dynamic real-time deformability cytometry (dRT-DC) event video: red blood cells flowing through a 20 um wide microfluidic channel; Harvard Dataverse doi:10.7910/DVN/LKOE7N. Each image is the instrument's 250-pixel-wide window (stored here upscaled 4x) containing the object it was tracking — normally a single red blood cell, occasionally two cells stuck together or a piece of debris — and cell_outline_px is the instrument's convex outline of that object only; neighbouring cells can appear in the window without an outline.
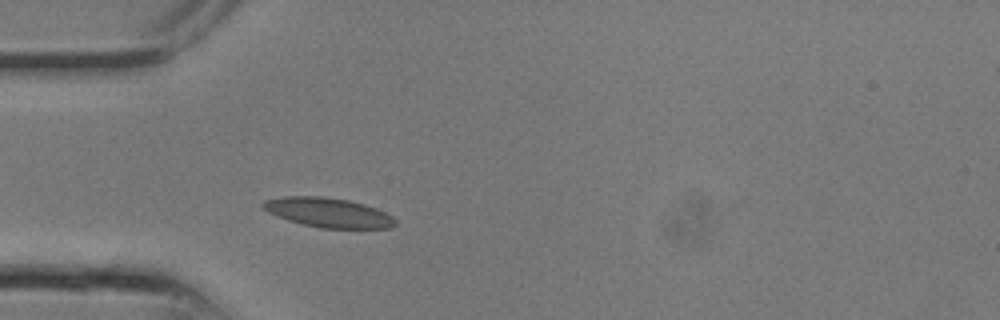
{"species": "common noctule bat (a hibernating species)", "species_latin": "Nyctalus noctula", "temperature_condition": "room temperature", "stored_images_in_passage": 3, "camera_frame_rate_fps": 3000, "um_per_image_px": 0.085, "animal": {"sex": "male", "body_mass_g": 13.3}, "frame": {"image": 1, "passage_image": 3, "time_ms": 0.667, "image_size_px": [1000, 320], "cell_outline_px": [[396, 224], [392, 228], [320, 228], [288, 220], [276, 216], [268, 212], [260, 204], [264, 200], [284, 196], [324, 196], [348, 200], [364, 204], [376, 208], [392, 216], [396, 220]], "centroid_in_image_um": [27.89, 18.06], "position_along_channel_um": 57.1, "area_um2": 22.77}}